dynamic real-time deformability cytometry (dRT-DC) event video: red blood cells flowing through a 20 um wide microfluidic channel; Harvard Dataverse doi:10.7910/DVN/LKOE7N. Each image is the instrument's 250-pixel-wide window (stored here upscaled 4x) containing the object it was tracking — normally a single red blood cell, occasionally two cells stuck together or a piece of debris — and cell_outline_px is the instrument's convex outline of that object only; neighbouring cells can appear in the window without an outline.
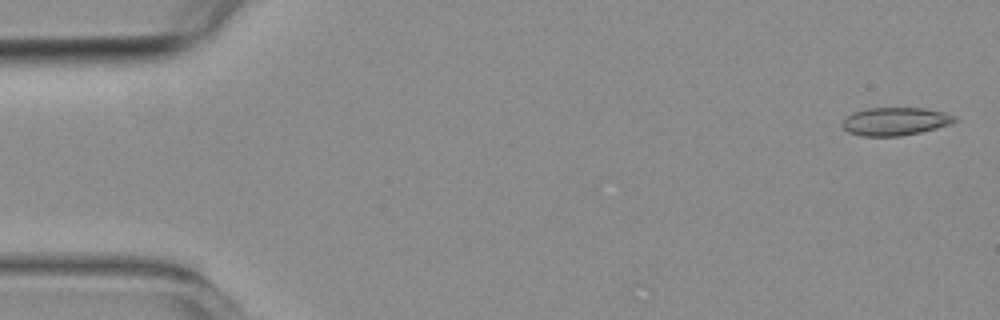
{"species": "common noctule bat (a hibernating species)", "species_latin": "Nyctalus noctula", "temperature_condition": "room temperature", "stored_images_in_passage": 17, "camera_frame_rate_fps": 3000, "um_per_image_px": 0.085, "animal": {"sex": "female", "body_mass_g": 19.3, "forearm_length_mm": 54.1}, "frame": {"image": 1, "passage_image": 2, "time_ms": 0.333, "image_size_px": [1000, 320], "cell_outline_px": [[960, 120], [936, 128], [920, 132], [900, 136], [860, 136], [848, 132], [840, 124], [852, 112], [864, 108], [924, 108], [944, 112], [956, 116]], "centroid_in_image_um": [76.08, 10.31], "position_along_channel_um": 8.9, "area_um2": 18.44}}
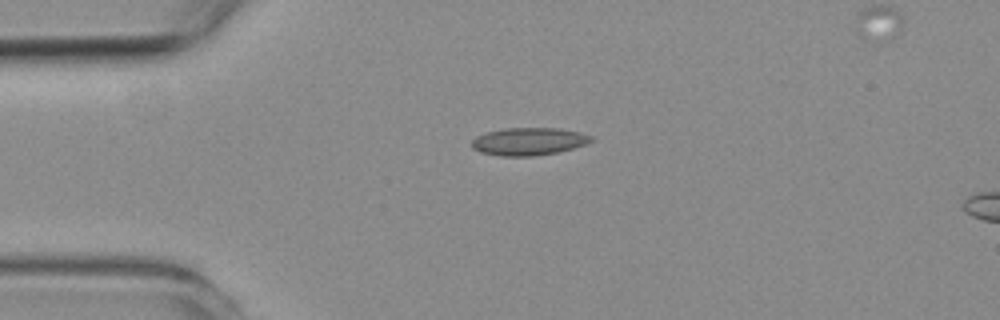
{"frame": {"image": 2, "passage_image": 13, "time_ms": 4.0, "image_size_px": [1000, 320], "cell_outline_px": [[596, 140], [560, 152], [532, 156], [500, 156], [480, 152], [472, 148], [472, 140], [476, 136], [488, 132], [504, 128], [560, 128], [580, 132], [592, 136]], "centroid_in_image_um": [44.96, 12.02], "position_along_channel_um": 40.0, "area_um2": 19.31}}